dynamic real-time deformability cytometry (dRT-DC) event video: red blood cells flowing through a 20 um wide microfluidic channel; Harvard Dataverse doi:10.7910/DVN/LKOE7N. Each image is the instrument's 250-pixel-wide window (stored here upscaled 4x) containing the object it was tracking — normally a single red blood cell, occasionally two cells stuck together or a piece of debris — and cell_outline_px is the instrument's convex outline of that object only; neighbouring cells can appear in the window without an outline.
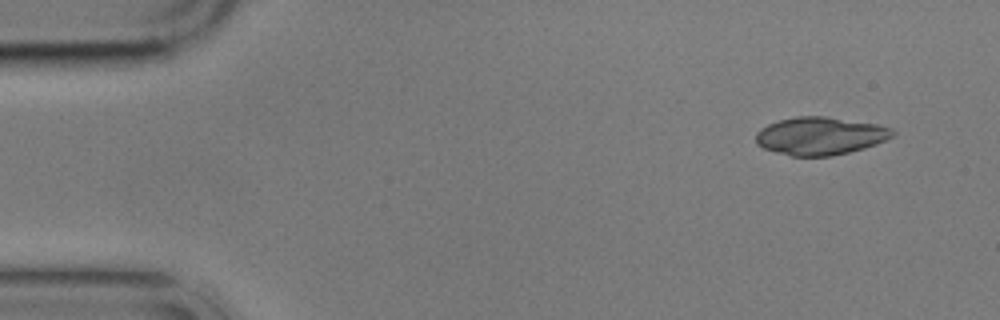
{"species": "common noctule bat (a hibernating species)", "species_latin": "Nyctalus noctula", "temperature_condition": "cold", "stored_images_in_passage": 4, "camera_frame_rate_fps": 3000, "um_per_image_px": 0.085, "animal": {"sex": "male", "body_mass_g": 17.9}, "frame": {"image": 1, "passage_image": 1, "time_ms": 0.0, "image_size_px": [1000, 320], "cell_outline_px": [[896, 132], [892, 136], [876, 144], [864, 148], [832, 156], [792, 156], [776, 152], [764, 148], [756, 144], [756, 132], [760, 128], [768, 124], [780, 120], [796, 116], [828, 116], [876, 124], [892, 128]], "centroid_in_image_um": [69.7, 11.55], "position_along_channel_um": 15.3, "area_um2": 30.17}}